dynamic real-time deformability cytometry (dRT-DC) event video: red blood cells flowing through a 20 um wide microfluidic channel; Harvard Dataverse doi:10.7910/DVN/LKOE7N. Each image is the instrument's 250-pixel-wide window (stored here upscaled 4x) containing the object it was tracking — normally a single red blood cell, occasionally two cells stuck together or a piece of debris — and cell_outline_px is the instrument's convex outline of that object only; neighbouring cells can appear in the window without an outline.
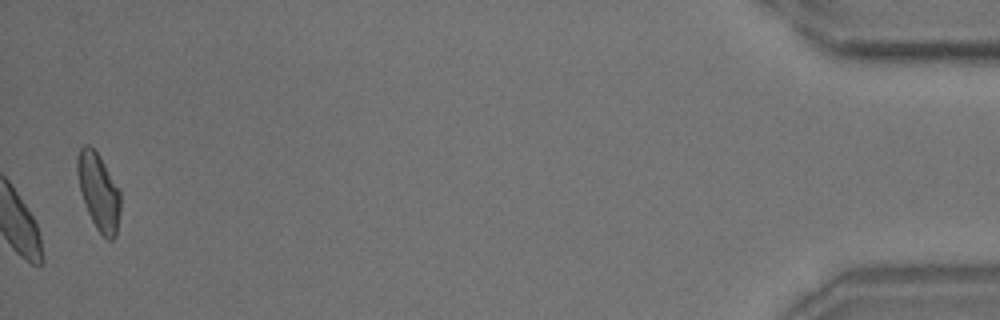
{"species": "common noctule bat (a hibernating species)", "species_latin": "Nyctalus noctula", "temperature_condition": "room temperature", "stored_images_in_passage": 60, "camera_frame_rate_fps": 3000, "um_per_image_px": 0.085, "animal": {"sex": "male", "body_mass_g": 18.8}, "frame": {"image": 1, "passage_image": 60, "time_ms": 19.667, "image_size_px": [1000, 320], "cell_outline_px": [[120, 212], [116, 236], [112, 240], [108, 240], [96, 228], [88, 212], [80, 192], [76, 168], [76, 160], [80, 148], [84, 144], [88, 144], [100, 156], [120, 192]], "centroid_in_image_um": [8.37, 16.29], "position_along_channel_um": 426.8, "area_um2": 19.19}, "authors_computed_cell_mechanics": {"area_um2": 20.4034, "velocity_mm_per_s": 3.5163, "shape_relaxation_time_tau1_ms": 5.9542, "shape_relaxation_time_tau2_ms": null, "deformation_change_tau1": 0.0845, "deformation_change_tau2": null}}